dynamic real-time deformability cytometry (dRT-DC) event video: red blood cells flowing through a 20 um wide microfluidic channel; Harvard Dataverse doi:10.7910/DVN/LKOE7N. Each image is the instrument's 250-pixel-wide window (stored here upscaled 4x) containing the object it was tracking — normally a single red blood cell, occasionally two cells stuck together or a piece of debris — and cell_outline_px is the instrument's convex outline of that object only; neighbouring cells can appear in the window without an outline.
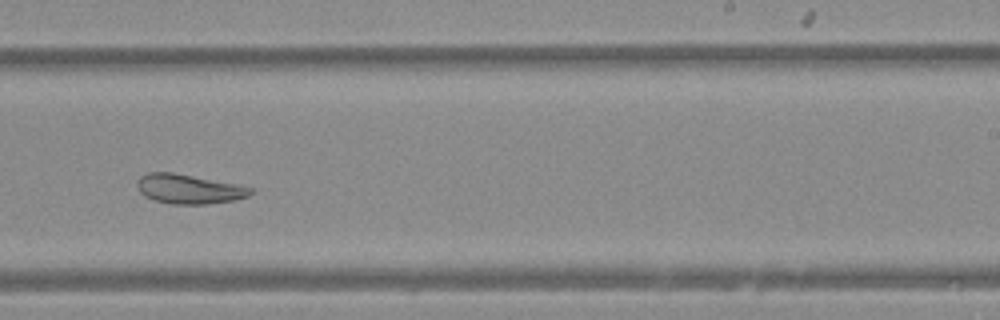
{"species": "Egyptian fruit bat (a non-hibernating species)", "species_latin": "Rousettus aegyptiacus", "temperature_condition": "warm", "stored_images_in_passage": 48, "camera_frame_rate_fps": 3000, "um_per_image_px": 0.085, "animal": {"sex": "female"}, "frame": {"image": 1, "passage_image": 28, "time_ms": 9.0, "image_size_px": [1000, 320], "cell_outline_px": [[252, 192], [248, 196], [232, 200], [208, 204], [172, 204], [152, 200], [144, 196], [140, 192], [136, 184], [140, 176], [148, 172], [172, 172], [236, 184], [252, 188]], "centroid_in_image_um": [16.0, 16.07], "position_along_channel_um": 273.0, "area_um2": 19.36}}
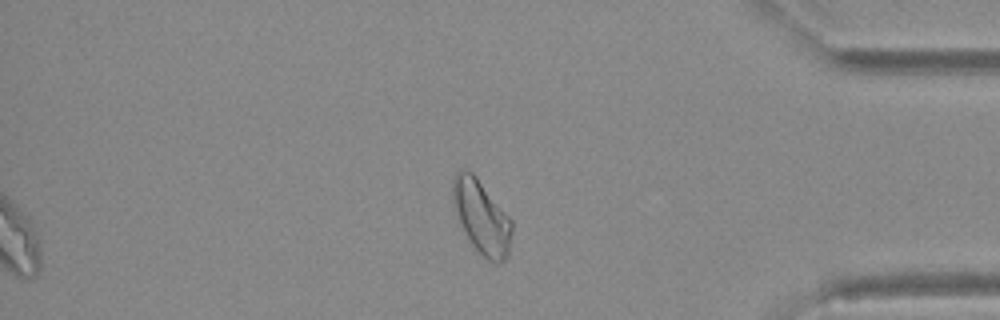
{"frame": {"image": 2, "passage_image": 48, "time_ms": 15.667, "image_size_px": [1000, 320], "cell_outline_px": [[512, 232], [508, 256], [500, 264], [488, 260], [472, 244], [452, 208], [452, 180], [456, 172], [460, 168], [472, 172], [476, 176], [512, 220]], "centroid_in_image_um": [40.92, 18.42], "position_along_channel_um": 394.3, "area_um2": 25.32}}